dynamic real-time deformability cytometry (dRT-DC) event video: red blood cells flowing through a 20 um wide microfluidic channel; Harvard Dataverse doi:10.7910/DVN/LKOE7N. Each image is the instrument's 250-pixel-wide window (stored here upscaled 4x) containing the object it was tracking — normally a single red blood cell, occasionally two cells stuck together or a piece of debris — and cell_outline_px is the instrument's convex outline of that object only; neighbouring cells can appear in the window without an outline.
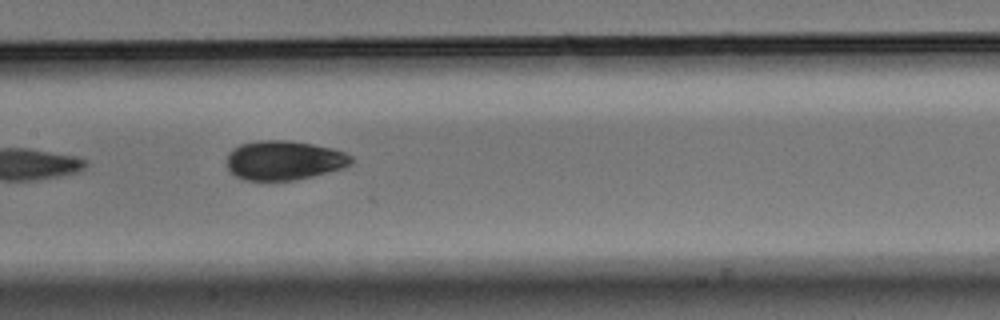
{"species": "Egyptian fruit bat (a non-hibernating species)", "species_latin": "Rousettus aegyptiacus", "temperature_condition": "warm", "stored_images_in_passage": 8, "camera_frame_rate_fps": 3000, "um_per_image_px": 0.085, "animal": {"sex": "male"}, "frame": {"image": 1, "passage_image": 8, "time_ms": 2.333, "image_size_px": [1000, 320], "cell_outline_px": [[352, 164], [344, 168], [296, 180], [244, 180], [236, 176], [228, 168], [228, 152], [232, 148], [240, 144], [260, 140], [292, 140], [332, 148], [344, 152], [352, 156]], "centroid_in_image_um": [24.16, 13.62], "position_along_channel_um": 183.2, "area_um2": 28.61}}